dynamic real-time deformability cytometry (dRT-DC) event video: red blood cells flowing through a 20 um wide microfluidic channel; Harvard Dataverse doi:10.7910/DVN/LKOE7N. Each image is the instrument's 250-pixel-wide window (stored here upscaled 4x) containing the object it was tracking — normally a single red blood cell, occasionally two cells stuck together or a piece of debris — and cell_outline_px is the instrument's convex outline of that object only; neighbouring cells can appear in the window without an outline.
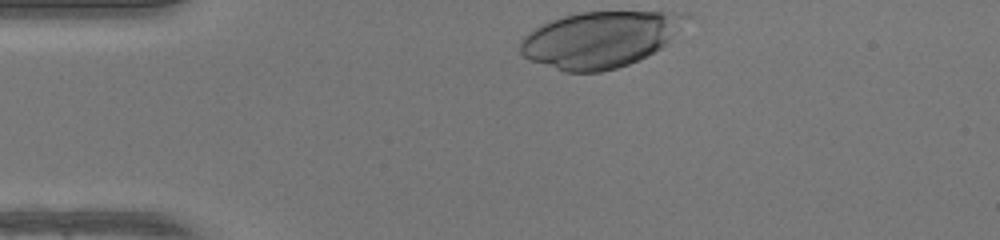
{"species": "human", "species_latin": "Homo sapiens", "temperature_condition": "warm", "stored_images_in_passage": 30, "camera_frame_rate_fps": 3000, "um_per_image_px": 0.085, "donor": {"sex": "female"}, "frame": {"image": 1, "passage_image": 1, "time_ms": 0.0, "image_size_px": [1000, 240], "cell_outline_px": [[692, 16], [668, 44], [628, 64], [616, 68], [600, 72], [564, 72], [532, 60], [524, 56], [520, 52], [520, 40], [528, 32], [552, 20], [564, 16], [580, 12], [688, 12]], "centroid_in_image_um": [51.05, 3.34], "position_along_channel_um": 34.0, "area_um2": 53.99}}